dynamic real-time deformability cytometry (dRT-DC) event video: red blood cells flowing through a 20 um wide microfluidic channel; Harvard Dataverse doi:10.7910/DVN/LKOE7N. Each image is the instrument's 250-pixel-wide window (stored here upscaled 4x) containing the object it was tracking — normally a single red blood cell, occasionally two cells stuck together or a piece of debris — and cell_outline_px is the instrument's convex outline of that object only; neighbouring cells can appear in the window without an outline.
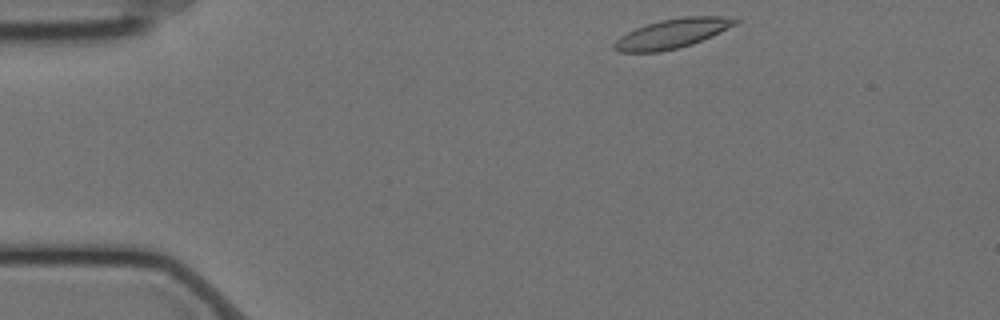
{"species": "Egyptian fruit bat (a non-hibernating species)", "species_latin": "Rousettus aegyptiacus", "temperature_condition": "cold", "stored_images_in_passage": 50, "camera_frame_rate_fps": 3000, "um_per_image_px": 0.085, "animal": {"sex": "female"}, "frame": {"image": 1, "passage_image": 1, "time_ms": 0.0, "image_size_px": [1000, 320], "cell_outline_px": [[740, 20], [736, 24], [712, 36], [692, 44], [660, 52], [620, 52], [612, 48], [612, 44], [620, 36], [636, 28], [660, 20], [684, 16], [724, 16]], "centroid_in_image_um": [57.12, 2.85], "position_along_channel_um": 27.9, "area_um2": 20.63}}
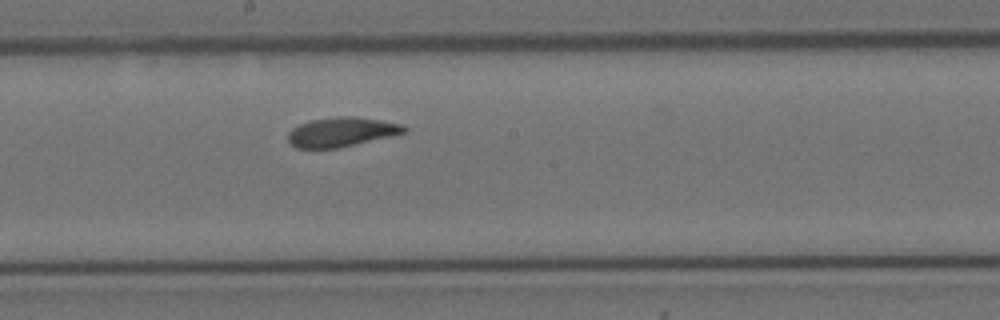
{"frame": {"image": 2, "passage_image": 23, "time_ms": 7.333, "image_size_px": [1000, 320], "cell_outline_px": [[408, 132], [392, 136], [336, 148], [296, 148], [288, 140], [288, 132], [292, 128], [300, 124], [312, 120], [336, 116], [356, 116], [404, 124], [408, 128]], "centroid_in_image_um": [29.07, 11.21], "position_along_channel_um": 219.1, "area_um2": 19.94}}
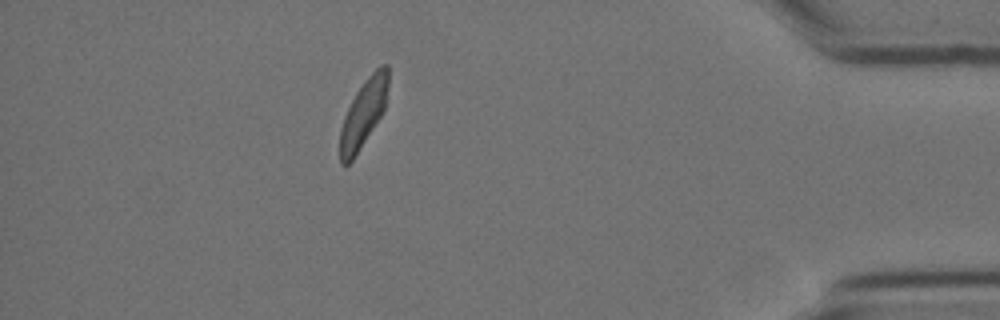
{"frame": {"image": 3, "passage_image": 43, "time_ms": 14.0, "image_size_px": [1000, 320], "cell_outline_px": [[388, 88], [384, 108], [380, 116], [352, 160], [344, 168], [340, 164], [340, 128], [344, 116], [356, 92], [364, 80], [380, 64], [388, 64]], "centroid_in_image_um": [30.88, 9.62], "position_along_channel_um": 404.3, "area_um2": 18.73}, "authors_computed_cell_mechanics": {"area_um2": 20.0566, "velocity_mm_per_s": 3.4603, "shape_relaxation_time_tau1_ms": 3.4336, "shape_relaxation_time_tau2_ms": 2.1871, "deformation_change_tau1": 0.128, "deformation_change_tau2": 0.0863}}